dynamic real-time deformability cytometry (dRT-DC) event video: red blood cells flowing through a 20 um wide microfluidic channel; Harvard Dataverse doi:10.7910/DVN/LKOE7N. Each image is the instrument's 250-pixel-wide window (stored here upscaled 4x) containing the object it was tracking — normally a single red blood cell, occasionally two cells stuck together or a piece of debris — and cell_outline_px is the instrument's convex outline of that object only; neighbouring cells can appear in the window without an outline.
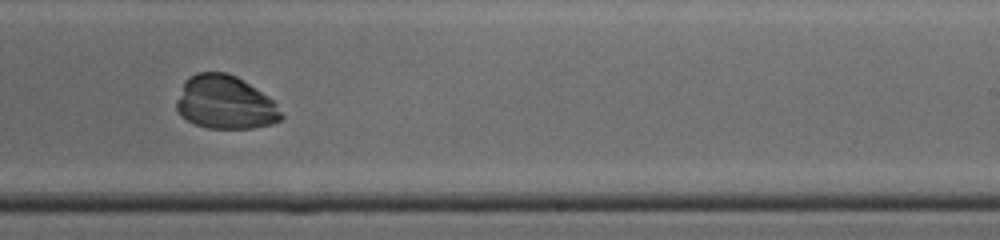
{"species": "common noctule bat (a hibernating species)", "species_latin": "Nyctalus noctula", "temperature_condition": "cold", "stored_images_in_passage": 38, "camera_frame_rate_fps": 3000, "um_per_image_px": 0.085, "animal": {"sex": "male", "body_mass_g": 19.0, "forearm_length_mm": 50.8}, "frame": {"image": 1, "passage_image": 28, "time_ms": 9.0, "image_size_px": [1000, 240], "cell_outline_px": [[284, 116], [280, 120], [272, 124], [252, 128], [208, 128], [196, 124], [180, 116], [176, 108], [176, 100], [184, 80], [188, 76], [196, 72], [228, 72], [236, 76], [272, 100], [276, 104]], "centroid_in_image_um": [19.09, 8.7], "position_along_channel_um": 269.9, "area_um2": 32.54}}